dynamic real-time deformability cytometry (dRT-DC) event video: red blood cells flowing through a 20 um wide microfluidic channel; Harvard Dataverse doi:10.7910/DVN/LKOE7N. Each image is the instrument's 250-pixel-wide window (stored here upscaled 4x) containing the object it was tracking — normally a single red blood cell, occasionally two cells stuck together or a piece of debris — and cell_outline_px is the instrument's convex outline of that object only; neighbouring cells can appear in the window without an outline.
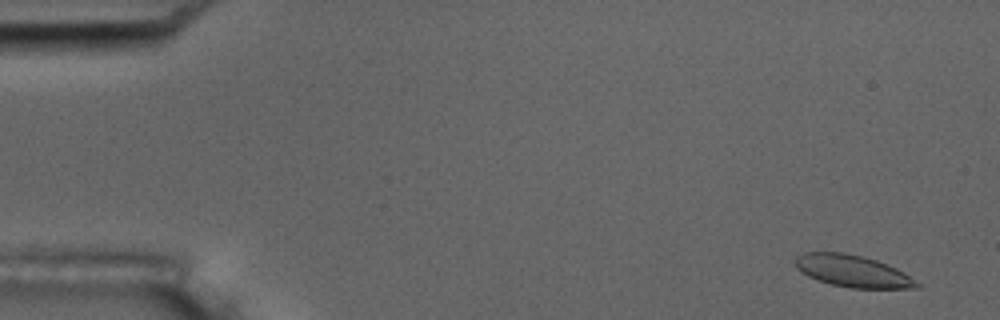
{"species": "common noctule bat (a hibernating species)", "species_latin": "Nyctalus noctula", "temperature_condition": "room temperature", "stored_images_in_passage": 5, "camera_frame_rate_fps": 3000, "um_per_image_px": 0.085, "animal": {"sex": "male", "body_mass_g": 17.5, "forearm_length_mm": 52.3}, "frame": {"image": 1, "passage_image": 1, "time_ms": 0.0, "image_size_px": [1000, 320], "cell_outline_px": [[920, 288], [852, 288], [832, 284], [816, 280], [808, 276], [796, 268], [796, 256], [804, 252], [844, 252], [864, 256], [876, 260], [896, 268], [904, 272], [920, 284]], "centroid_in_image_um": [72.47, 23.03], "position_along_channel_um": 12.5, "area_um2": 22.6}}